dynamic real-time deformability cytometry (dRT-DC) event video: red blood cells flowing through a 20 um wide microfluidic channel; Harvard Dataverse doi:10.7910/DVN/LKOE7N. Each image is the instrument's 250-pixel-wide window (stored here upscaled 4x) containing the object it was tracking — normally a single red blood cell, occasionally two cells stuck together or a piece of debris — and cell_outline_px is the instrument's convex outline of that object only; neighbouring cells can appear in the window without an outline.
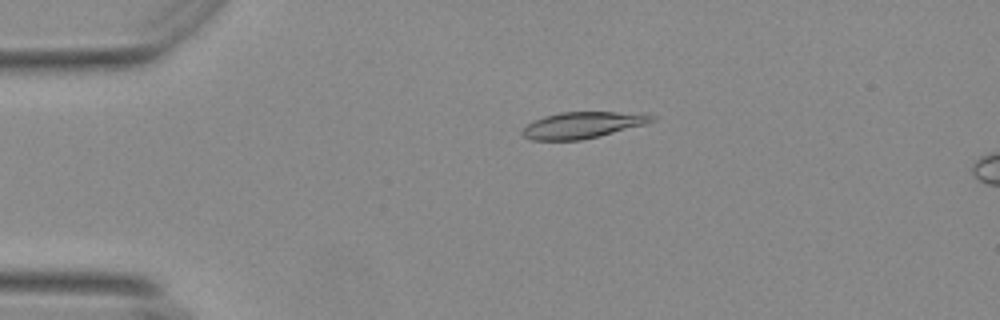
{"species": "Egyptian fruit bat (a non-hibernating species)", "species_latin": "Rousettus aegyptiacus", "temperature_condition": "warm", "stored_images_in_passage": 17, "camera_frame_rate_fps": 3000, "um_per_image_px": 0.085, "animal": {"sex": "female"}, "frame": {"image": 1, "passage_image": 12, "time_ms": 3.667, "image_size_px": [1000, 320], "cell_outline_px": [[656, 120], [644, 124], [580, 140], [532, 140], [524, 136], [520, 132], [528, 124], [544, 116], [560, 112], [616, 112], [656, 116]], "centroid_in_image_um": [49.45, 10.63], "position_along_channel_um": 35.6, "area_um2": 19.31}}